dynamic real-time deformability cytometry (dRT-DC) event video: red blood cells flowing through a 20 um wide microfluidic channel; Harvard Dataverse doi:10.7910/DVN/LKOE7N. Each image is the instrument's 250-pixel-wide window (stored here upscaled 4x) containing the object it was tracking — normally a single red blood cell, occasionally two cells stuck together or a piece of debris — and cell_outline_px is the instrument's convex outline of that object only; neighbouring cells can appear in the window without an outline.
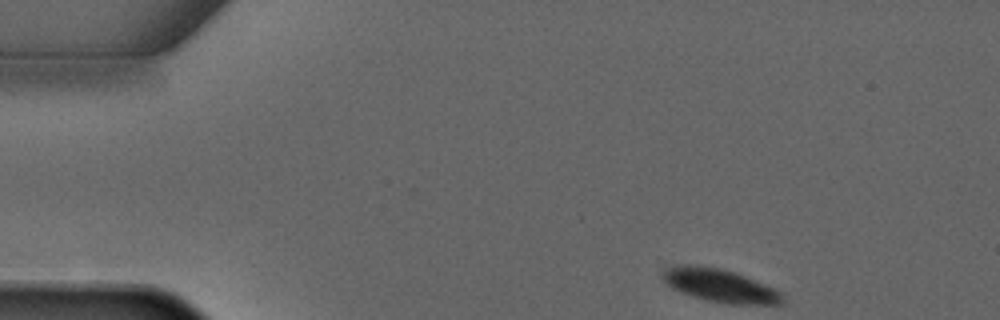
{"species": "common noctule bat (a hibernating species)", "species_latin": "Nyctalus noctula", "temperature_condition": "warm", "stored_images_in_passage": 2, "camera_frame_rate_fps": 3000, "um_per_image_px": 0.085, "animal": {"sex": "male", "forearm_length_mm": 52.5}, "frame": {"image": 1, "passage_image": 1, "time_ms": 0.0, "image_size_px": [1000, 320], "cell_outline_px": [[784, 300], [780, 304], [728, 304], [708, 300], [692, 296], [680, 292], [672, 288], [664, 280], [664, 268], [684, 264], [688, 264], [720, 268], [744, 276], [764, 284], [780, 292]], "centroid_in_image_um": [61.18, 24.27], "position_along_channel_um": 23.8, "area_um2": 22.66}}